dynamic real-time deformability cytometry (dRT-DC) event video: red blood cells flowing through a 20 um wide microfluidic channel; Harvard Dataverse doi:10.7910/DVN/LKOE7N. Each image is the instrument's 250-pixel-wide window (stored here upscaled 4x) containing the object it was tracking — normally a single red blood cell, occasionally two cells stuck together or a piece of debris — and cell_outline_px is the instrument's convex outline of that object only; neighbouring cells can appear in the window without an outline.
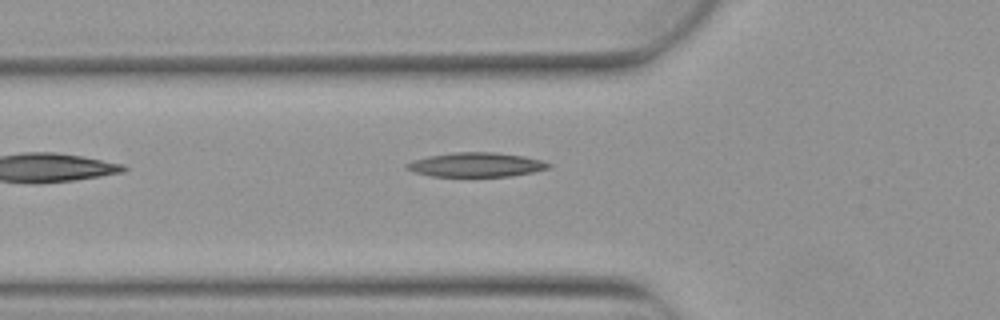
{"species": "Egyptian fruit bat (a non-hibernating species)", "species_latin": "Rousettus aegyptiacus", "temperature_condition": "warm", "stored_images_in_passage": 4, "camera_frame_rate_fps": 3000, "um_per_image_px": 0.085, "animal": {"sex": "female"}, "frame": {"image": 1, "passage_image": 4, "time_ms": 1.0, "image_size_px": [1000, 320], "cell_outline_px": [[552, 168], [512, 176], [432, 176], [412, 172], [404, 168], [404, 164], [412, 160], [428, 156], [456, 152], [496, 152], [524, 156], [540, 160], [552, 164]], "centroid_in_image_um": [40.45, 14.0], "position_along_channel_um": 85.4, "area_um2": 20.23}}